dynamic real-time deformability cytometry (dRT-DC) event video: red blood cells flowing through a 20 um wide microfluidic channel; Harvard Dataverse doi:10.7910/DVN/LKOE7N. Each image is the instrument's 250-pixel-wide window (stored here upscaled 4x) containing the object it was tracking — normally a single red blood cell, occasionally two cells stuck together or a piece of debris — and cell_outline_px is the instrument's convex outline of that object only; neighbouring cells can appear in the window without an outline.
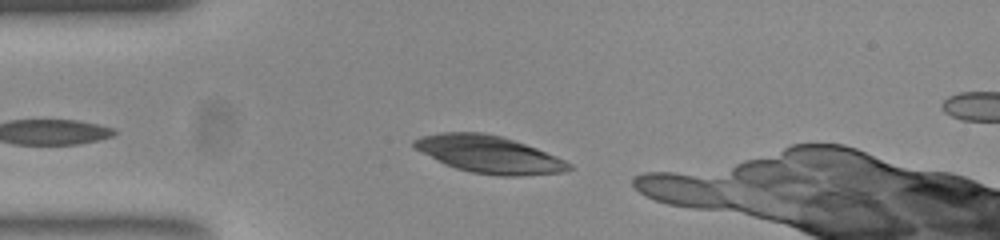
{"species": "common noctule bat (a hibernating species)", "species_latin": "Nyctalus noctula", "temperature_condition": "room temperature", "stored_images_in_passage": 9, "camera_frame_rate_fps": 3000, "um_per_image_px": 0.085, "animal": {"sex": "female", "body_mass_g": 23.0, "forearm_length_mm": 53.4}, "frame": {"image": 1, "passage_image": 3, "time_ms": 0.667, "image_size_px": [1000, 240], "cell_outline_px": [[572, 168], [564, 172], [520, 176], [500, 176], [472, 172], [456, 168], [444, 164], [412, 148], [412, 140], [420, 136], [440, 132], [484, 132], [504, 136], [536, 148], [556, 156], [572, 164]], "centroid_in_image_um": [41.53, 13.11], "position_along_channel_um": 43.5, "area_um2": 33.93}}
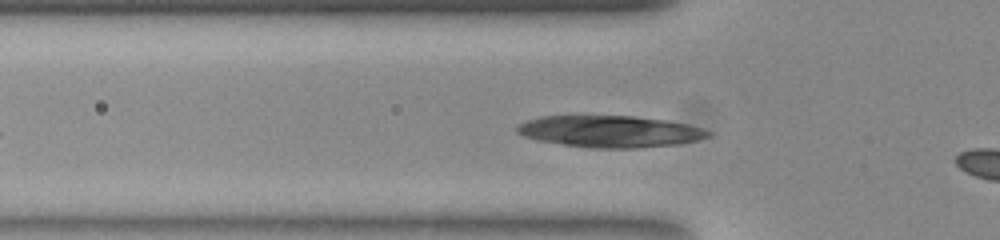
{"frame": {"image": 2, "passage_image": 7, "time_ms": 2.0, "image_size_px": [1000, 240], "cell_outline_px": [[712, 132], [708, 136], [696, 140], [676, 144], [636, 148], [592, 148], [536, 140], [524, 136], [516, 132], [516, 128], [520, 124], [528, 120], [540, 116], [632, 116], [664, 120], [688, 124]], "centroid_in_image_um": [51.81, 11.17], "position_along_channel_um": 74.0, "area_um2": 34.91}}